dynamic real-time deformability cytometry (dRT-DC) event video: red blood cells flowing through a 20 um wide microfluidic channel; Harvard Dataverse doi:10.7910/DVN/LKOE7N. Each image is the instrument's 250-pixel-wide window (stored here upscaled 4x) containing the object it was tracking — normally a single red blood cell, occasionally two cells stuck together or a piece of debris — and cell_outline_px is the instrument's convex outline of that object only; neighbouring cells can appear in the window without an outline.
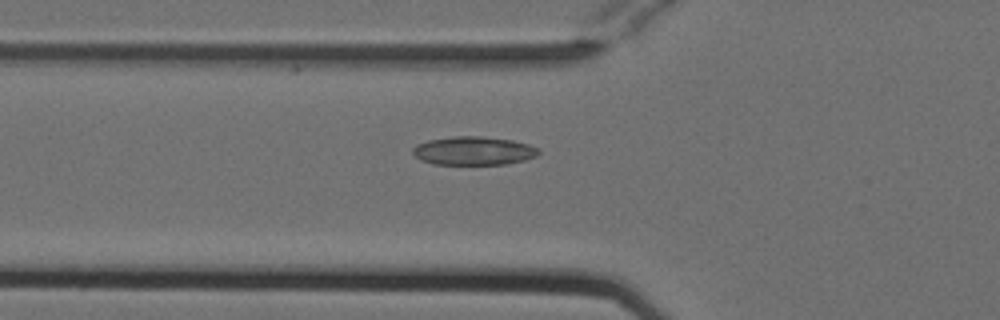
{"species": "Egyptian fruit bat (a non-hibernating species)", "species_latin": "Rousettus aegyptiacus", "temperature_condition": "cold", "stored_images_in_passage": 43, "camera_frame_rate_fps": 3000, "um_per_image_px": 0.085, "animal": {"sex": "female"}, "frame": {"image": 1, "passage_image": 9, "time_ms": 2.667, "image_size_px": [1000, 320], "cell_outline_px": [[540, 152], [536, 156], [524, 160], [508, 164], [432, 164], [420, 160], [412, 152], [412, 148], [416, 144], [428, 140], [452, 136], [480, 136], [512, 140], [528, 144], [540, 148]], "centroid_in_image_um": [40.25, 12.81], "position_along_channel_um": 85.6, "area_um2": 21.04}}
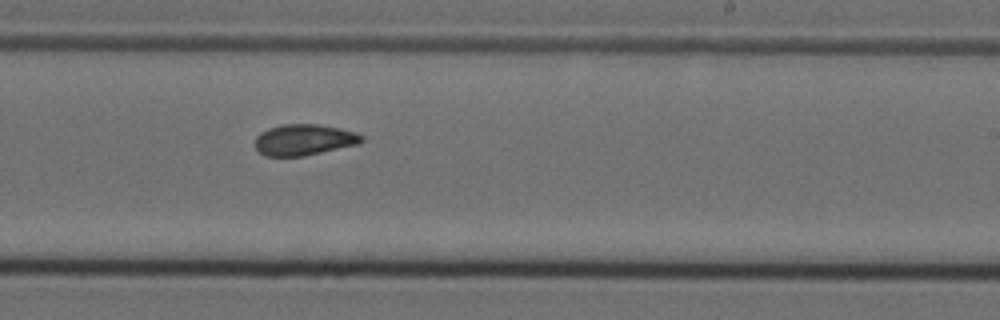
{"frame": {"image": 2, "passage_image": 23, "time_ms": 7.333, "image_size_px": [1000, 320], "cell_outline_px": [[364, 140], [360, 144], [304, 156], [264, 156], [256, 148], [256, 136], [260, 132], [268, 128], [284, 124], [316, 124], [340, 128], [356, 132], [364, 136]], "centroid_in_image_um": [25.87, 11.88], "position_along_channel_um": 263.1, "area_um2": 19.42}}
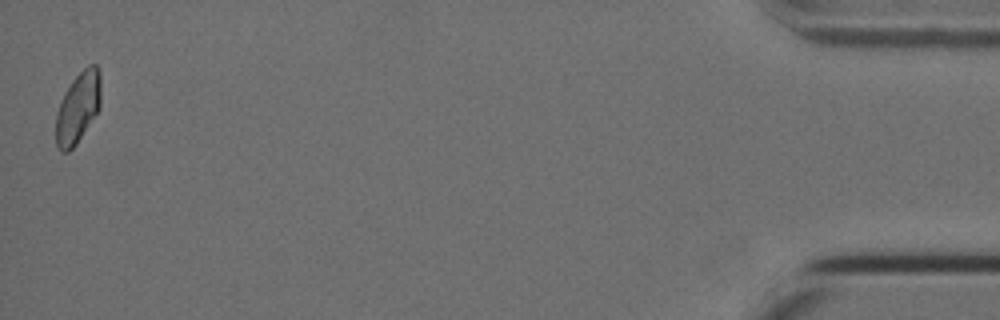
{"frame": {"image": 3, "passage_image": 43, "time_ms": 14.0, "image_size_px": [1000, 320], "cell_outline_px": [[100, 108], [76, 144], [68, 152], [60, 152], [56, 148], [56, 112], [60, 100], [64, 92], [72, 80], [88, 64], [96, 64], [100, 76]], "centroid_in_image_um": [6.6, 9.16], "position_along_channel_um": 428.6, "area_um2": 18.67}, "authors_computed_cell_mechanics": {"area_um2": 19.4208, "velocity_mm_per_s": 3.7976, "shape_relaxation_time_tau1_ms": 8.315, "shape_relaxation_time_tau2_ms": 2.6297, "deformation_change_tau1": 0.1512, "deformation_change_tau2": 0.068}}